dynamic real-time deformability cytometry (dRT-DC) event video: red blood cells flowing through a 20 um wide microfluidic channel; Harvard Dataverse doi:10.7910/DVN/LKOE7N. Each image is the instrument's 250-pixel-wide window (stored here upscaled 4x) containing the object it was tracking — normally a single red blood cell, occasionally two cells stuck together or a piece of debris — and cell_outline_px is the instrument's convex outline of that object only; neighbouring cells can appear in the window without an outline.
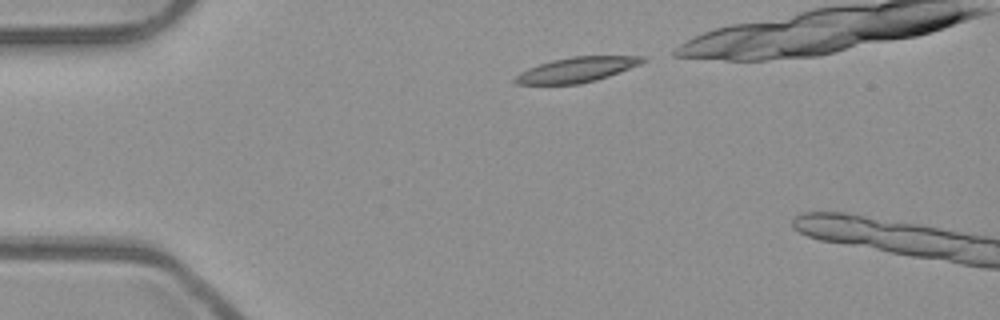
{"species": "common noctule bat (a hibernating species)", "species_latin": "Nyctalus noctula", "temperature_condition": "room temperature", "stored_images_in_passage": 4, "camera_frame_rate_fps": 3000, "um_per_image_px": 0.085, "animal": {"sex": "male", "body_mass_g": 23.1, "forearm_length_mm": 52.7}, "frame": {"image": 1, "passage_image": 1, "time_ms": 0.0, "image_size_px": [1000, 320], "cell_outline_px": [[648, 60], [640, 64], [608, 76], [596, 80], [580, 84], [516, 84], [512, 80], [520, 72], [528, 68], [552, 60], [572, 56], [644, 56]], "centroid_in_image_um": [49.02, 5.92], "position_along_channel_um": 36.0, "area_um2": 18.5}}